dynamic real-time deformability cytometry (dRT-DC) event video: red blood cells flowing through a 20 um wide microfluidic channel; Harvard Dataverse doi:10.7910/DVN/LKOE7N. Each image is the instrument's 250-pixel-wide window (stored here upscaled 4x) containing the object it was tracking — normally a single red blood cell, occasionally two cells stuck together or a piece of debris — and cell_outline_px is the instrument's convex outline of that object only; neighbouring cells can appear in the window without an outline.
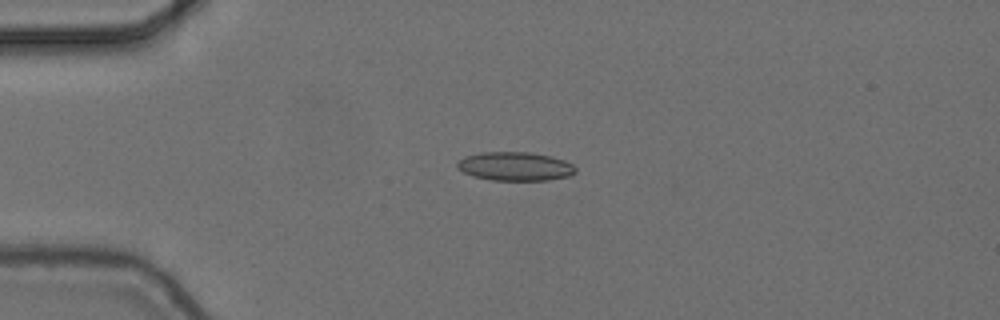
{"species": "common noctule bat (a hibernating species)", "species_latin": "Nyctalus noctula", "temperature_condition": "cold", "stored_images_in_passage": 2, "camera_frame_rate_fps": 3000, "um_per_image_px": 0.085, "animal": {"sex": "female", "body_mass_g": 24.6, "forearm_length_mm": 56.2}, "frame": {"image": 1, "passage_image": 1, "time_ms": 0.0, "image_size_px": [1000, 320], "cell_outline_px": [[576, 172], [572, 176], [548, 180], [492, 180], [472, 176], [456, 168], [456, 164], [464, 156], [484, 152], [532, 152], [552, 156], [564, 160], [572, 164], [576, 168]], "centroid_in_image_um": [43.81, 14.14], "position_along_channel_um": 41.2, "area_um2": 20.0}}